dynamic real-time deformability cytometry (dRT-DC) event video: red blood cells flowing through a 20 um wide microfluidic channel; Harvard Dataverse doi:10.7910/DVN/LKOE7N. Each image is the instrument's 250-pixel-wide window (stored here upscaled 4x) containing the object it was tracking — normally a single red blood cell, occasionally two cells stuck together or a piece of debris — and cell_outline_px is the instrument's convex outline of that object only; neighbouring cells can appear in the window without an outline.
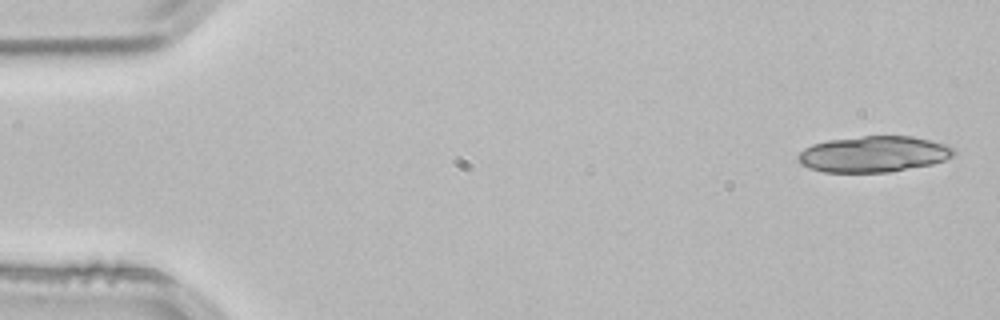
{"species": "common noctule bat (a hibernating species)", "species_latin": "Nyctalus noctula", "temperature_condition": "room temperature", "stored_images_in_passage": 16, "camera_frame_rate_fps": 3000, "um_per_image_px": 0.085, "animal": {"sex": "male", "body_mass_g": 21.5, "forearm_length_mm": 52.0}, "frame": {"image": 1, "passage_image": 1, "time_ms": 0.0, "image_size_px": [1000, 320], "cell_outline_px": [[956, 152], [952, 156], [944, 160], [932, 164], [888, 172], [824, 172], [808, 168], [800, 164], [796, 156], [804, 148], [812, 144], [828, 140], [864, 136], [912, 136], [948, 144]], "centroid_in_image_um": [74.24, 13.1], "position_along_channel_um": 10.8, "area_um2": 32.77}}